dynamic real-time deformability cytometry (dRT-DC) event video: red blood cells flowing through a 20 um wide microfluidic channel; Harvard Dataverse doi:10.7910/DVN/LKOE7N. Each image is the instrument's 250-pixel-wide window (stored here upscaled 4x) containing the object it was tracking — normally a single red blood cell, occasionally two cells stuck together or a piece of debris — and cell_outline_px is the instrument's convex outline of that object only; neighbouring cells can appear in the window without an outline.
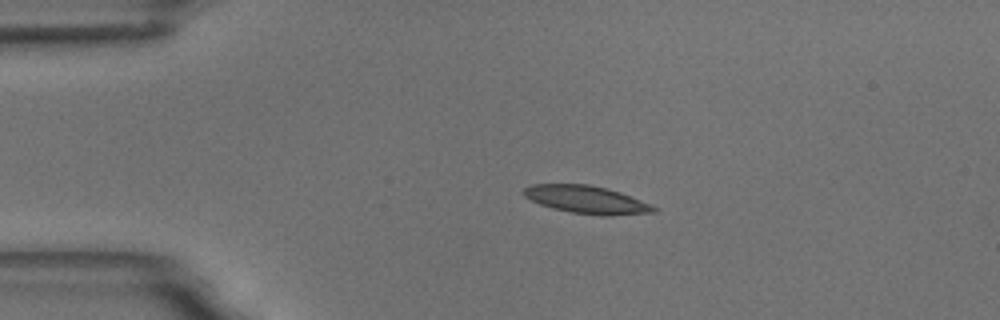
{"species": "common noctule bat (a hibernating species)", "species_latin": "Nyctalus noctula", "temperature_condition": "room temperature", "stored_images_in_passage": 4, "camera_frame_rate_fps": 3000, "um_per_image_px": 0.085, "animal": {"sex": "male", "body_mass_g": 18.8}, "frame": {"image": 1, "passage_image": 1, "time_ms": 0.0, "image_size_px": [1000, 320], "cell_outline_px": [[660, 208], [656, 212], [604, 216], [600, 216], [572, 212], [552, 208], [540, 204], [524, 196], [520, 192], [524, 188], [532, 184], [588, 184], [608, 188], [620, 192]], "centroid_in_image_um": [49.86, 16.96], "position_along_channel_um": 35.1, "area_um2": 21.1}}